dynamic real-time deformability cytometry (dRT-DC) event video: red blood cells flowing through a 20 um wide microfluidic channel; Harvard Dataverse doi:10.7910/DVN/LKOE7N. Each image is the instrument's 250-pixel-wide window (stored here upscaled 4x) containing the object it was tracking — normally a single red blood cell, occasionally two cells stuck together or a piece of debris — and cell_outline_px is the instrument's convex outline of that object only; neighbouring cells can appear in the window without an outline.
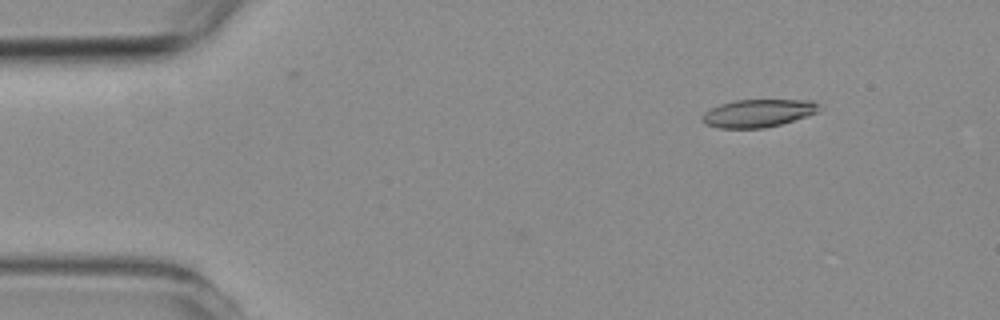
{"species": "common noctule bat (a hibernating species)", "species_latin": "Nyctalus noctula", "temperature_condition": "room temperature", "stored_images_in_passage": 13, "camera_frame_rate_fps": 3000, "um_per_image_px": 0.085, "animal": {"sex": "female", "body_mass_g": 19.3, "forearm_length_mm": 54.1}, "frame": {"image": 1, "passage_image": 3, "time_ms": 0.667, "image_size_px": [1000, 320], "cell_outline_px": [[820, 104], [816, 112], [780, 124], [764, 128], [720, 128], [704, 124], [700, 120], [704, 112], [720, 104], [736, 100], [812, 100]], "centroid_in_image_um": [64.38, 9.62], "position_along_channel_um": 20.6, "area_um2": 18.73}}